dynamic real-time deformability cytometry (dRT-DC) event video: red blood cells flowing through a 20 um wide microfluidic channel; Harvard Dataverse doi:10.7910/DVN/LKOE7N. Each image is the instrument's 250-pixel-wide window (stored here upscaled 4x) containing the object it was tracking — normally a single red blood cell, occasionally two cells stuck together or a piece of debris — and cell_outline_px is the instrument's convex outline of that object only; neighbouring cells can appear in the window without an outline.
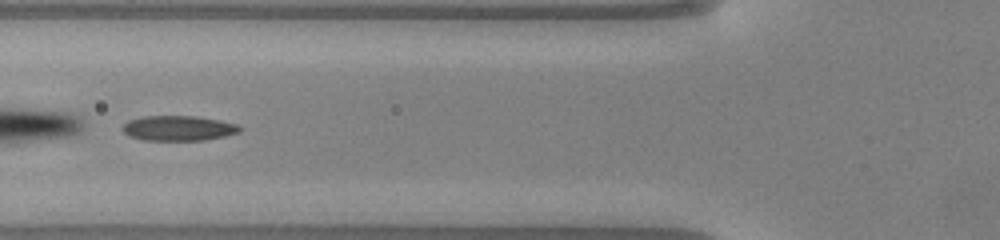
{"species": "common noctule bat (a hibernating species)", "species_latin": "Nyctalus noctula", "temperature_condition": "warm", "stored_images_in_passage": 13, "camera_frame_rate_fps": 3000, "um_per_image_px": 0.085, "animal": {"sex": "male", "body_mass_g": 20.0, "forearm_length_mm": 53.3}, "frame": {"image": 1, "passage_image": 8, "time_ms": 2.333, "image_size_px": [1000, 240], "cell_outline_px": [[240, 132], [224, 136], [204, 140], [144, 140], [128, 136], [124, 132], [124, 124], [128, 120], [144, 116], [192, 116], [216, 120], [236, 124], [240, 128]], "centroid_in_image_um": [15.13, 10.9], "position_along_channel_um": 110.7, "area_um2": 16.82}}
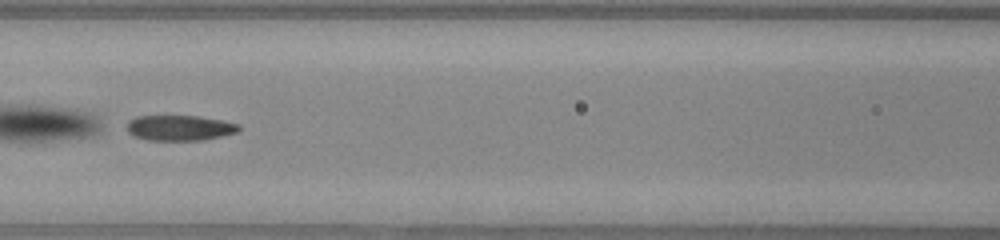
{"frame": {"image": 2, "passage_image": 11, "time_ms": 3.333, "image_size_px": [1000, 240], "cell_outline_px": [[240, 128], [236, 132], [204, 140], [148, 140], [132, 136], [128, 132], [128, 120], [136, 116], [196, 116], [220, 120], [240, 124]], "centroid_in_image_um": [15.24, 10.87], "position_along_channel_um": 151.4, "area_um2": 16.47}}